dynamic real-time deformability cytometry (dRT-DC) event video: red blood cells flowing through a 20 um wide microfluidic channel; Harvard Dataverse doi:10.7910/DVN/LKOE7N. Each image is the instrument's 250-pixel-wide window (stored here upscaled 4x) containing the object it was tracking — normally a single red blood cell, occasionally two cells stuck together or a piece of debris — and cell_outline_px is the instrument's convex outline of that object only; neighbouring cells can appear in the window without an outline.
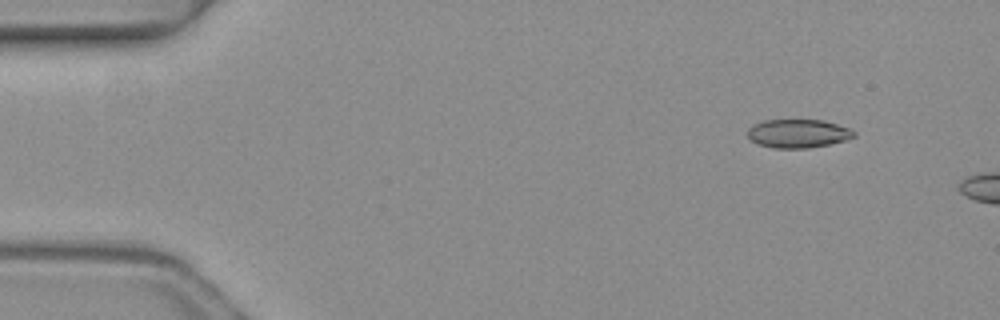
{"species": "common noctule bat (a hibernating species)", "species_latin": "Nyctalus noctula", "temperature_condition": "warm", "stored_images_in_passage": 3, "camera_frame_rate_fps": 3000, "um_per_image_px": 0.085, "animal": {"sex": "female", "body_mass_g": 19.3, "forearm_length_mm": 54.1}, "frame": {"image": 1, "passage_image": 1, "time_ms": 0.0, "image_size_px": [1000, 320], "cell_outline_px": [[856, 136], [848, 140], [808, 148], [772, 148], [756, 144], [748, 136], [748, 128], [752, 124], [764, 120], [824, 120], [848, 128], [856, 132]], "centroid_in_image_um": [67.82, 11.35], "position_along_channel_um": 17.2, "area_um2": 17.8}}